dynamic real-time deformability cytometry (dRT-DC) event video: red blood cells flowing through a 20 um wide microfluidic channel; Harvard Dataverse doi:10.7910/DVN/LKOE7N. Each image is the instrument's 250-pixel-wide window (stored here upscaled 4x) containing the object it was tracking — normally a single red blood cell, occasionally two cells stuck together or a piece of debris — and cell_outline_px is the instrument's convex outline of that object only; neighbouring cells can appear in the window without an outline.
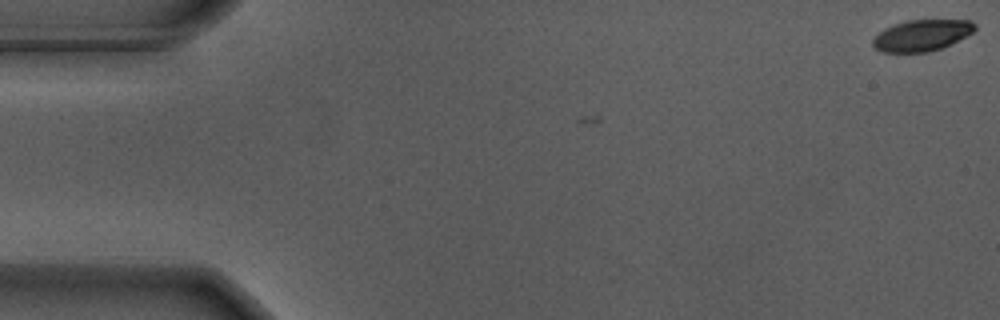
{"species": "Egyptian fruit bat (a non-hibernating species)", "species_latin": "Rousettus aegyptiacus", "temperature_condition": "warm", "stored_images_in_passage": 8, "camera_frame_rate_fps": 3000, "um_per_image_px": 0.085, "animal": {"sex": "male"}, "frame": {"image": 1, "passage_image": 1, "time_ms": 0.0, "image_size_px": [1000, 320], "cell_outline_px": [[976, 28], [972, 32], [940, 48], [928, 52], [884, 52], [876, 48], [872, 44], [872, 40], [880, 32], [896, 24], [908, 20], [972, 20], [976, 24]], "centroid_in_image_um": [78.36, 3.0], "position_along_channel_um": 6.6, "area_um2": 18.09}}